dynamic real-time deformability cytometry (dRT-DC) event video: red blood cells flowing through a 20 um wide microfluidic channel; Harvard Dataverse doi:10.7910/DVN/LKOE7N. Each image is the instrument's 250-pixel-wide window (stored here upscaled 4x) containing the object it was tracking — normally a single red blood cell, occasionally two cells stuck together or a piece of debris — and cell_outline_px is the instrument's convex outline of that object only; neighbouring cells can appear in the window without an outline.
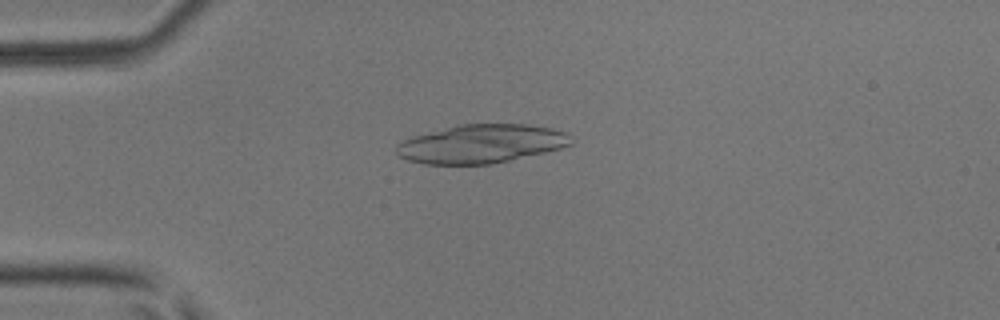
{"species": "common noctule bat (a hibernating species)", "species_latin": "Nyctalus noctula", "temperature_condition": "room temperature", "stored_images_in_passage": 50, "camera_frame_rate_fps": 3000, "um_per_image_px": 0.085, "animal": {"sex": "male", "body_mass_g": 17.9, "forearm_length_mm": 54.2}, "frame": {"image": 1, "passage_image": 13, "time_ms": 4.0, "image_size_px": [1000, 320], "cell_outline_px": [[572, 144], [560, 148], [544, 152], [508, 160], [488, 164], [424, 164], [408, 160], [400, 156], [396, 152], [396, 144], [412, 136], [460, 124], [524, 124], [552, 128], [564, 132], [572, 136]], "centroid_in_image_um": [40.89, 12.22], "position_along_channel_um": 44.1, "area_um2": 39.02}}